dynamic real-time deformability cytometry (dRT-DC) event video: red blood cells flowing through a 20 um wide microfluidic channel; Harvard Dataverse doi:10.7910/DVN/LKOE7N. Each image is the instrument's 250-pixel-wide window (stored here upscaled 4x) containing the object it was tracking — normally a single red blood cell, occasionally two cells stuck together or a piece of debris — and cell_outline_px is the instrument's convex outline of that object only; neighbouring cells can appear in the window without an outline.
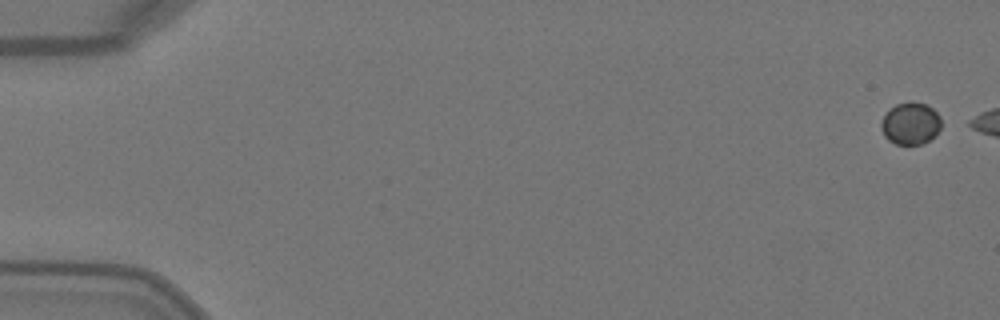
{"species": "Egyptian fruit bat (a non-hibernating species)", "species_latin": "Rousettus aegyptiacus", "temperature_condition": "warm", "stored_images_in_passage": 2, "camera_frame_rate_fps": 3000, "um_per_image_px": 0.085, "animal": {"sex": "female"}, "frame": {"image": 1, "passage_image": 1, "time_ms": 0.0, "image_size_px": [1000, 320], "cell_outline_px": [[940, 128], [928, 140], [920, 144], [896, 144], [888, 140], [884, 136], [880, 128], [880, 124], [884, 116], [896, 104], [912, 100], [924, 104], [932, 108], [940, 116]], "centroid_in_image_um": [77.37, 10.48], "position_along_channel_um": 7.6, "area_um2": 14.57}}